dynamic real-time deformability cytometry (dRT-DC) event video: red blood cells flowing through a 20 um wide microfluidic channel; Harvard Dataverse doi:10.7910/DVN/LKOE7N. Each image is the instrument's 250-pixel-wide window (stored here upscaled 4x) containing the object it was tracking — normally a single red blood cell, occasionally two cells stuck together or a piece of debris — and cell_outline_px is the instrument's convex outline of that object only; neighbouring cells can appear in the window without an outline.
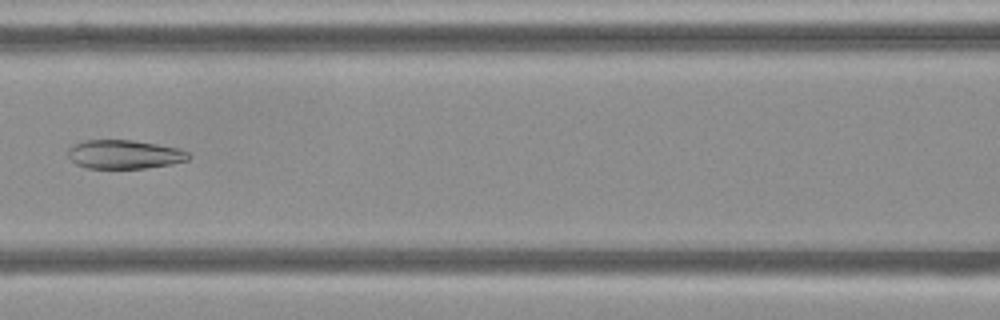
{"species": "Egyptian fruit bat (a non-hibernating species)", "species_latin": "Rousettus aegyptiacus", "temperature_condition": "cold", "stored_images_in_passage": 6, "camera_frame_rate_fps": 3000, "um_per_image_px": 0.085, "frame": {"image": 1, "passage_image": 6, "time_ms": 6.0, "image_size_px": [1000, 320], "cell_outline_px": [[192, 156], [188, 160], [172, 164], [144, 168], [88, 168], [76, 164], [68, 156], [68, 148], [72, 144], [84, 140], [132, 140], [180, 148], [188, 152]], "centroid_in_image_um": [10.58, 13.11], "position_along_channel_um": 156.0, "area_um2": 20.35}}